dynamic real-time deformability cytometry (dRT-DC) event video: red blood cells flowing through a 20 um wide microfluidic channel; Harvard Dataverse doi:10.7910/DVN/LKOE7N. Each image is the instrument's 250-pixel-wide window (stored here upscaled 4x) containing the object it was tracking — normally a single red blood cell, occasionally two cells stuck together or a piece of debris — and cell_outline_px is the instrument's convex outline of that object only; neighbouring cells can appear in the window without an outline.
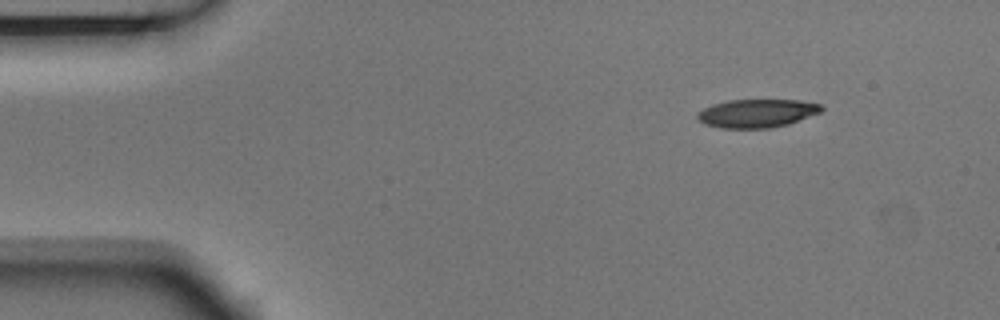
{"species": "Egyptian fruit bat (a non-hibernating species)", "species_latin": "Rousettus aegyptiacus", "temperature_condition": "room temperature", "stored_images_in_passage": 6, "camera_frame_rate_fps": 3000, "um_per_image_px": 0.085, "animal": {"sex": "male"}, "frame": {"image": 1, "passage_image": 1, "time_ms": 0.0, "image_size_px": [1000, 320], "cell_outline_px": [[824, 108], [820, 112], [788, 124], [768, 128], [720, 128], [704, 124], [696, 116], [696, 112], [712, 104], [728, 100], [800, 100], [820, 104]], "centroid_in_image_um": [64.3, 9.63], "position_along_channel_um": 20.7, "area_um2": 20.46}}
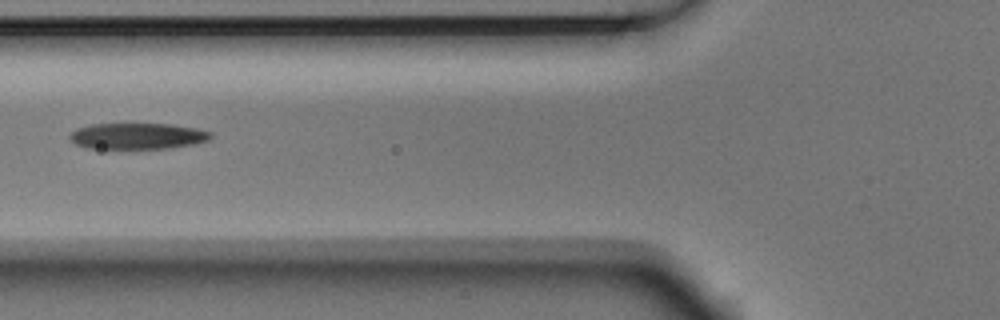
{"frame": {"image": 2, "passage_image": 5, "time_ms": 1.333, "image_size_px": [1000, 320], "cell_outline_px": [[212, 136], [208, 140], [196, 144], [168, 148], [88, 148], [76, 144], [68, 136], [76, 128], [92, 124], [172, 124], [196, 128], [212, 132]], "centroid_in_image_um": [11.72, 11.56], "position_along_channel_um": 114.1, "area_um2": 21.39}}
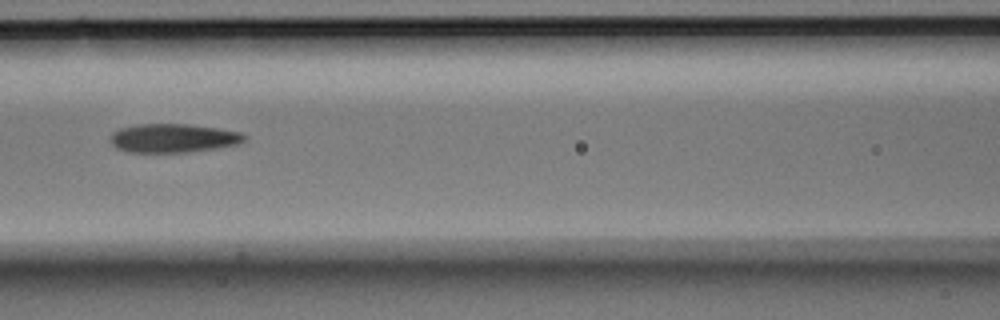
{"frame": {"image": 3, "passage_image": 6, "time_ms": 1.667, "image_size_px": [1000, 320], "cell_outline_px": [[248, 136], [240, 144], [216, 148], [184, 152], [128, 152], [116, 148], [112, 144], [112, 132], [120, 128], [140, 124], [188, 124], [216, 128], [240, 132]], "centroid_in_image_um": [14.74, 11.74], "position_along_channel_um": 151.9, "area_um2": 22.31}}